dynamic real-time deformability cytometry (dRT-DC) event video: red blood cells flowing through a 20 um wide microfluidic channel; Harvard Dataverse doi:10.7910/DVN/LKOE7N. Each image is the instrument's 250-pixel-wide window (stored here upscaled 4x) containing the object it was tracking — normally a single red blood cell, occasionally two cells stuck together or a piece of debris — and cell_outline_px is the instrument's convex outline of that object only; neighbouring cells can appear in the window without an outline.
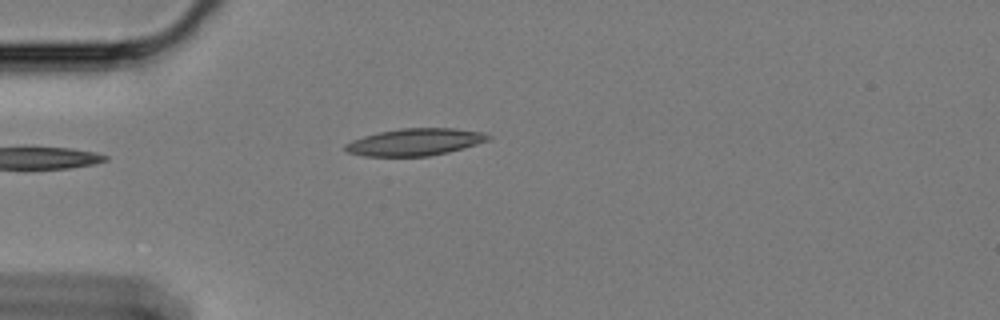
{"species": "Egyptian fruit bat (a non-hibernating species)", "species_latin": "Rousettus aegyptiacus", "temperature_condition": "cold", "stored_images_in_passage": 24, "camera_frame_rate_fps": 3000, "um_per_image_px": 0.085, "animal": {"sex": "female"}, "frame": {"image": 1, "passage_image": 1, "time_ms": 0.0, "image_size_px": [1000, 320], "cell_outline_px": [[492, 136], [488, 140], [476, 144], [448, 152], [428, 156], [364, 156], [348, 152], [344, 148], [344, 144], [352, 140], [364, 136], [380, 132], [400, 128], [456, 128], [484, 132]], "centroid_in_image_um": [35.28, 12.06], "position_along_channel_um": 49.7, "area_um2": 22.48}}
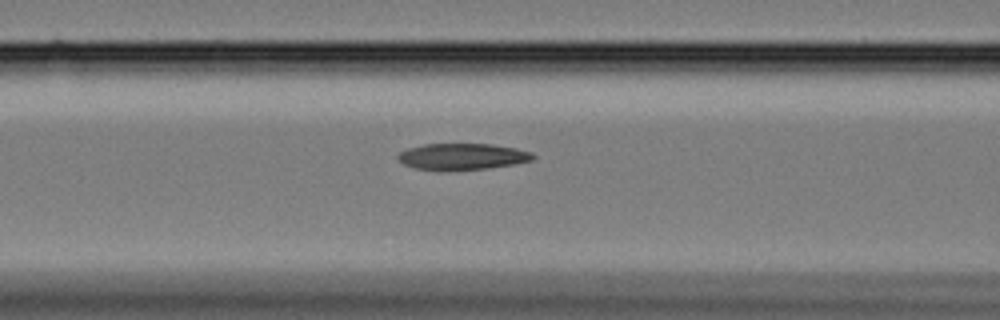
{"frame": {"image": 2, "passage_image": 9, "time_ms": 2.667, "image_size_px": [1000, 320], "cell_outline_px": [[536, 156], [532, 160], [512, 164], [488, 168], [440, 172], [416, 168], [404, 164], [396, 156], [400, 152], [408, 148], [424, 144], [492, 144], [516, 148], [532, 152]], "centroid_in_image_um": [39.28, 13.32], "position_along_channel_um": 127.3, "area_um2": 20.98}}
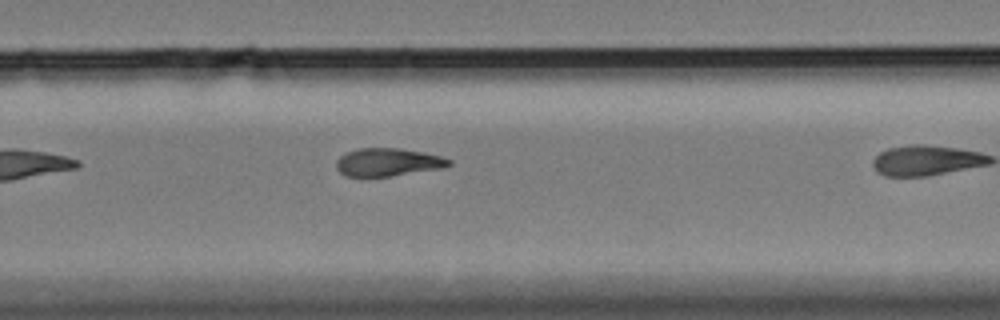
{"frame": {"image": 3, "passage_image": 20, "time_ms": 6.333, "image_size_px": [1000, 320], "cell_outline_px": [[452, 164], [444, 168], [388, 176], [344, 176], [336, 168], [336, 160], [340, 156], [356, 148], [400, 148], [424, 152], [440, 156], [452, 160]], "centroid_in_image_um": [32.98, 13.78], "position_along_channel_um": 296.8, "area_um2": 18.38}}